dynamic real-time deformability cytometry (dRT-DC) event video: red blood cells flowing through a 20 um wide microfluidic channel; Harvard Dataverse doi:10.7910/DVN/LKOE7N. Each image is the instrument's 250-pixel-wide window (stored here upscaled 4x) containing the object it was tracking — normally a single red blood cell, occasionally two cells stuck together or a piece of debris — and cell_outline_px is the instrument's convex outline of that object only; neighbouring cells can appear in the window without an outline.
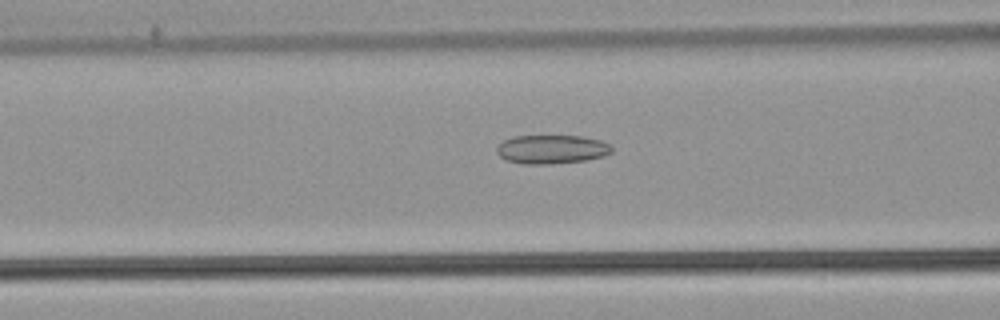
{"species": "common noctule bat (a hibernating species)", "species_latin": "Nyctalus noctula", "temperature_condition": "warm", "stored_images_in_passage": 45, "camera_frame_rate_fps": 3000, "um_per_image_px": 0.085, "animal": {"sex": "male", "body_mass_g": 21.5, "forearm_length_mm": 52.0}, "frame": {"image": 1, "passage_image": 18, "time_ms": 5.667, "image_size_px": [1000, 320], "cell_outline_px": [[612, 152], [604, 156], [588, 160], [548, 164], [524, 164], [508, 160], [500, 156], [496, 152], [496, 148], [504, 140], [512, 136], [580, 136], [600, 140], [612, 144]], "centroid_in_image_um": [46.92, 12.69], "position_along_channel_um": 119.7, "area_um2": 19.36}}
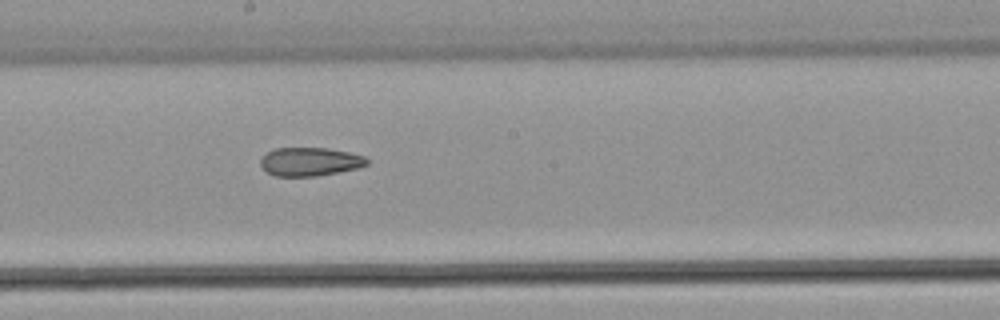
{"frame": {"image": 2, "passage_image": 26, "time_ms": 8.333, "image_size_px": [1000, 320], "cell_outline_px": [[368, 164], [360, 168], [316, 176], [276, 176], [268, 172], [260, 164], [260, 160], [268, 152], [276, 148], [328, 148], [348, 152], [364, 156], [368, 160]], "centroid_in_image_um": [26.38, 13.74], "position_along_channel_um": 221.8, "area_um2": 17.57}}
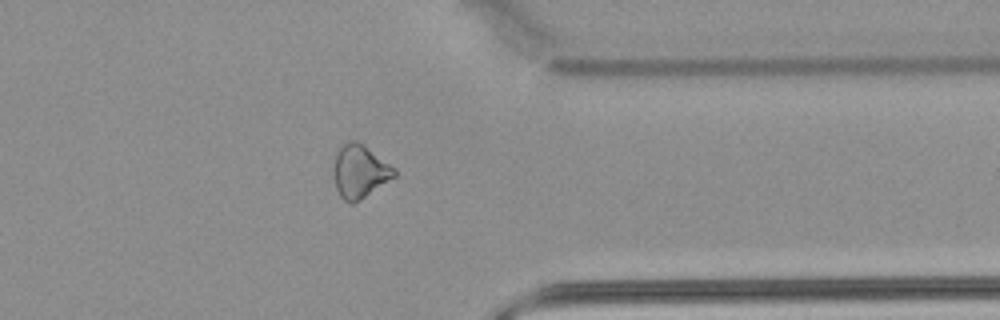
{"frame": {"image": 3, "passage_image": 39, "time_ms": 12.667, "image_size_px": [1000, 320], "cell_outline_px": [[396, 176], [360, 200], [352, 204], [348, 204], [340, 196], [336, 188], [332, 172], [332, 168], [336, 152], [348, 140], [356, 140], [364, 144], [396, 168]], "centroid_in_image_um": [30.56, 14.56], "position_along_channel_um": 380.8, "area_um2": 19.13}, "authors_computed_cell_mechanics": {"area_um2": 19.363, "velocity_mm_per_s": 3.8294, "shape_relaxation_time_tau1_ms": null, "shape_relaxation_time_tau2_ms": 4.9437, "deformation_change_tau1": null, "deformation_change_tau2": 0.1312}}